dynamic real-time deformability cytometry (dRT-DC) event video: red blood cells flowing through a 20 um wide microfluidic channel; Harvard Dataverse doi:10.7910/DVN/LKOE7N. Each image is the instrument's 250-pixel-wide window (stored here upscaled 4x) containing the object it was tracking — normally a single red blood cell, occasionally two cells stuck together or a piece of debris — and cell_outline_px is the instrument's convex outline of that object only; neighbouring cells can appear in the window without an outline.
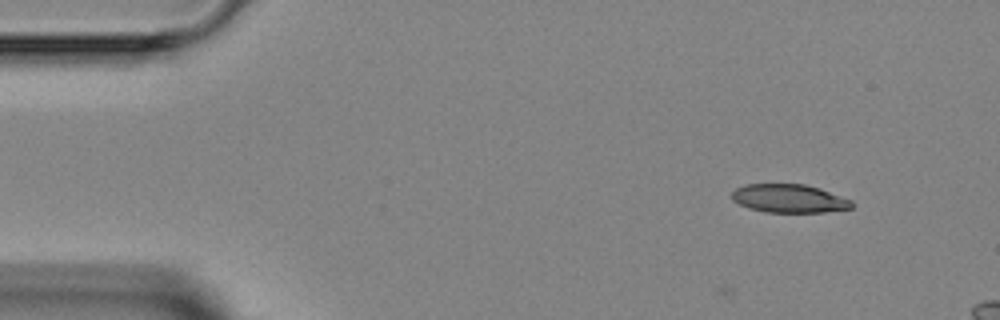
{"species": "Egyptian fruit bat (a non-hibernating species)", "species_latin": "Rousettus aegyptiacus", "temperature_condition": "room temperature", "stored_images_in_passage": 3, "camera_frame_rate_fps": 3000, "um_per_image_px": 0.085, "animal": {"sex": "female"}, "frame": {"image": 1, "passage_image": 1, "time_ms": 0.0, "image_size_px": [1000, 320], "cell_outline_px": [[852, 208], [824, 212], [764, 212], [748, 208], [732, 200], [732, 192], [736, 188], [744, 184], [804, 184], [820, 188], [852, 200]], "centroid_in_image_um": [67.06, 16.87], "position_along_channel_um": 17.9, "area_um2": 19.88}}